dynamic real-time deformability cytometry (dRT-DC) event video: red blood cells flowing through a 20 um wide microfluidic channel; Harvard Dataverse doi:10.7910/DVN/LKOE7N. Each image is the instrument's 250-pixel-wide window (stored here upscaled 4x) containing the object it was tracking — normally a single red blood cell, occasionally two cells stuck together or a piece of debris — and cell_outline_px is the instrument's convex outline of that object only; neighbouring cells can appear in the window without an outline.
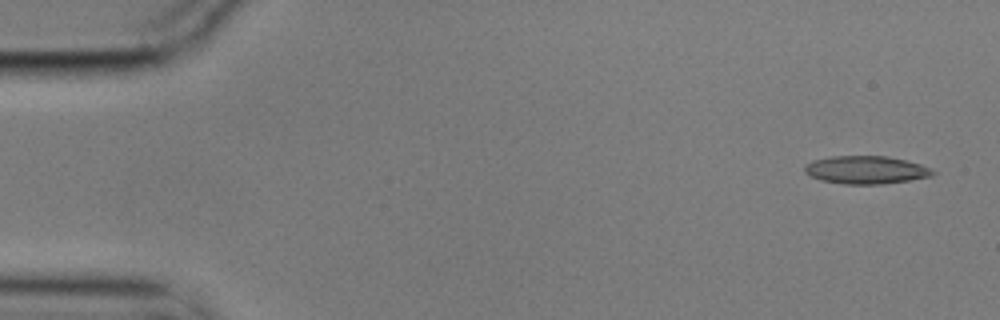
{"species": "common noctule bat (a hibernating species)", "species_latin": "Nyctalus noctula", "temperature_condition": "cold", "stored_images_in_passage": 54, "camera_frame_rate_fps": 3000, "um_per_image_px": 0.085, "animal": {"sex": "male", "body_mass_g": 17.9}, "frame": {"image": 1, "passage_image": 1, "time_ms": 0.0, "image_size_px": [1000, 320], "cell_outline_px": [[936, 172], [932, 176], [908, 180], [880, 184], [844, 184], [820, 180], [804, 172], [804, 164], [812, 160], [832, 156], [888, 156], [920, 164]], "centroid_in_image_um": [73.56, 14.44], "position_along_channel_um": 11.4, "area_um2": 20.75}}
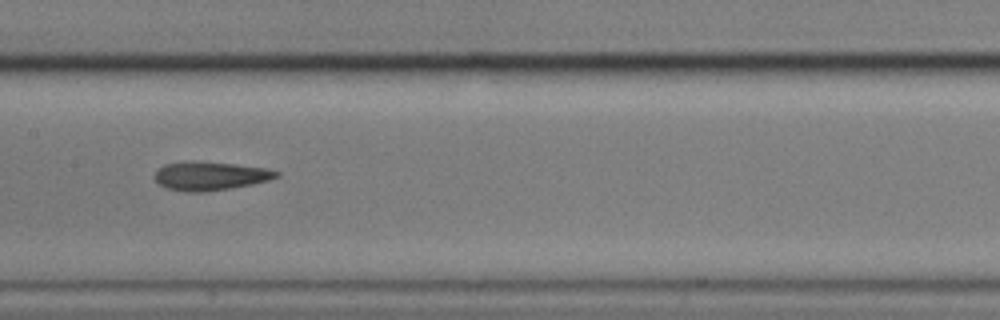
{"frame": {"image": 2, "passage_image": 26, "time_ms": 8.333, "image_size_px": [1000, 320], "cell_outline_px": [[280, 176], [268, 180], [252, 184], [228, 188], [200, 192], [188, 192], [168, 188], [160, 184], [156, 180], [156, 172], [164, 164], [188, 160], [200, 160], [236, 164], [264, 168], [280, 172]], "centroid_in_image_um": [17.87, 14.93], "position_along_channel_um": 189.5, "area_um2": 20.23}}
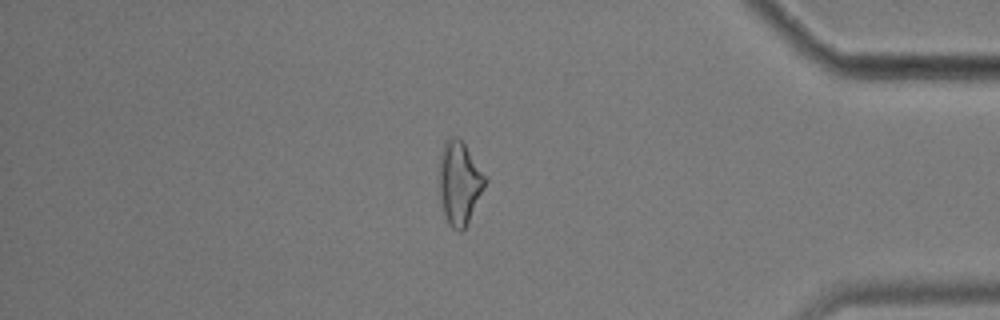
{"frame": {"image": 3, "passage_image": 46, "time_ms": 15.0, "image_size_px": [1000, 320], "cell_outline_px": [[488, 180], [468, 224], [460, 232], [452, 228], [448, 224], [440, 200], [440, 152], [444, 140], [452, 136], [456, 136], [464, 144]], "centroid_in_image_um": [39.05, 15.56], "position_along_channel_um": 396.1, "area_um2": 22.14}, "authors_computed_cell_mechanics": {"area_um2": 21.2415, "velocity_mm_per_s": 3.5527, "shape_relaxation_time_tau1_ms": null, "shape_relaxation_time_tau2_ms": 8.5367, "deformation_change_tau1": null, "deformation_change_tau2": 0.2059}}